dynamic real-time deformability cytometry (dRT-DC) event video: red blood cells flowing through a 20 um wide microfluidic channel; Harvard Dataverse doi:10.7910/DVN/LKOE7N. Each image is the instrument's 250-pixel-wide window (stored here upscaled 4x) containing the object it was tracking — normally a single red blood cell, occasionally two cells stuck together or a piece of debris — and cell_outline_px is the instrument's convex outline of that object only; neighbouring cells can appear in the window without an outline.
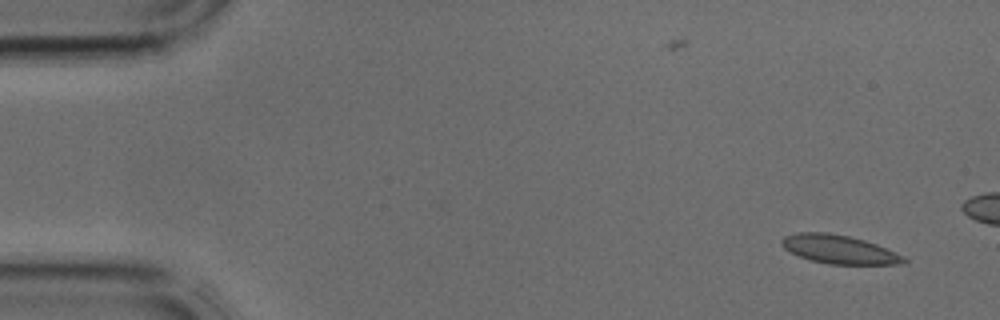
{"species": "common noctule bat (a hibernating species)", "species_latin": "Nyctalus noctula", "temperature_condition": "cold", "stored_images_in_passage": 4, "camera_frame_rate_fps": 3000, "um_per_image_px": 0.085, "animal": {"sex": "male", "body_mass_g": 17.9, "forearm_length_mm": 54.2}, "frame": {"image": 1, "passage_image": 1, "time_ms": 0.0, "image_size_px": [1000, 320], "cell_outline_px": [[908, 264], [828, 264], [812, 260], [800, 256], [784, 248], [780, 244], [780, 240], [784, 236], [796, 232], [828, 232], [848, 236], [864, 240], [876, 244], [904, 256], [908, 260]], "centroid_in_image_um": [71.33, 21.19], "position_along_channel_um": 13.7, "area_um2": 20.35}}